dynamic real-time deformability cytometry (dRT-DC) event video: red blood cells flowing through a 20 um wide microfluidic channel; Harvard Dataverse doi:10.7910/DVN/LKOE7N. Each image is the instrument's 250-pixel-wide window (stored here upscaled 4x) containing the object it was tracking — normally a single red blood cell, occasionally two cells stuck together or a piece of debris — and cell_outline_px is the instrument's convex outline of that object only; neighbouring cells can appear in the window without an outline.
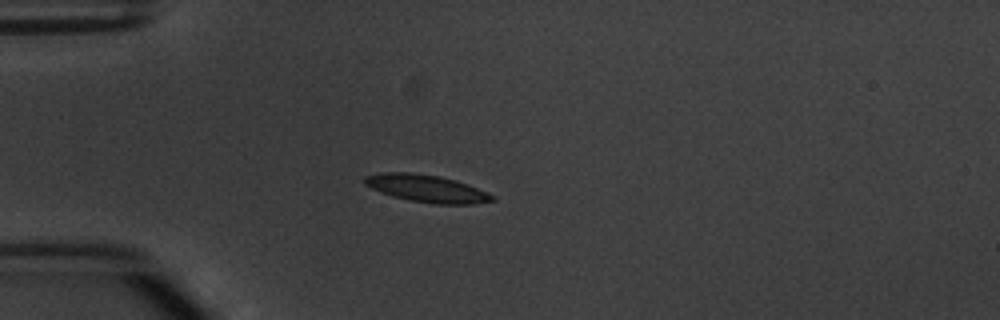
{"species": "common noctule bat (a hibernating species)", "species_latin": "Nyctalus noctula", "temperature_condition": "warm", "stored_images_in_passage": 5, "camera_frame_rate_fps": 3000, "um_per_image_px": 0.085, "animal": {"sex": "male", "body_mass_g": 20.1, "forearm_length_mm": 53.5}, "frame": {"image": 1, "passage_image": 4, "time_ms": 3.667, "image_size_px": [1000, 320], "cell_outline_px": [[496, 200], [472, 204], [432, 204], [392, 196], [380, 192], [364, 184], [364, 176], [380, 172], [412, 172], [436, 176], [456, 180], [468, 184], [488, 192]], "centroid_in_image_um": [36.25, 16.01], "position_along_channel_um": 48.8, "area_um2": 20.29}}